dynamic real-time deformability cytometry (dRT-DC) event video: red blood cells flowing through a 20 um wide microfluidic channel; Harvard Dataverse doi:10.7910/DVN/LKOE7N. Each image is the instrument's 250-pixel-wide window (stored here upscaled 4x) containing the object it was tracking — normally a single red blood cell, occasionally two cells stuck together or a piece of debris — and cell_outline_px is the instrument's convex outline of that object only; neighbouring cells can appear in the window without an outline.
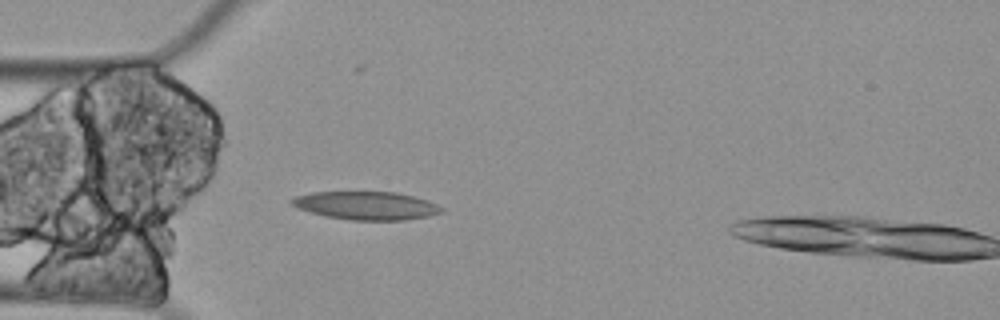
{"species": "Egyptian fruit bat (a non-hibernating species)", "species_latin": "Rousettus aegyptiacus", "temperature_condition": "cold", "stored_images_in_passage": 5, "camera_frame_rate_fps": 3000, "um_per_image_px": 0.085, "animal": {"sex": "female"}, "frame": {"image": 1, "passage_image": 4, "time_ms": 1.0, "image_size_px": [1000, 320], "cell_outline_px": [[444, 212], [428, 216], [404, 220], [352, 220], [324, 216], [296, 208], [292, 204], [292, 200], [296, 196], [312, 192], [396, 192], [428, 200], [444, 208]], "centroid_in_image_um": [31.15, 17.48], "position_along_channel_um": 53.8, "area_um2": 24.57}}